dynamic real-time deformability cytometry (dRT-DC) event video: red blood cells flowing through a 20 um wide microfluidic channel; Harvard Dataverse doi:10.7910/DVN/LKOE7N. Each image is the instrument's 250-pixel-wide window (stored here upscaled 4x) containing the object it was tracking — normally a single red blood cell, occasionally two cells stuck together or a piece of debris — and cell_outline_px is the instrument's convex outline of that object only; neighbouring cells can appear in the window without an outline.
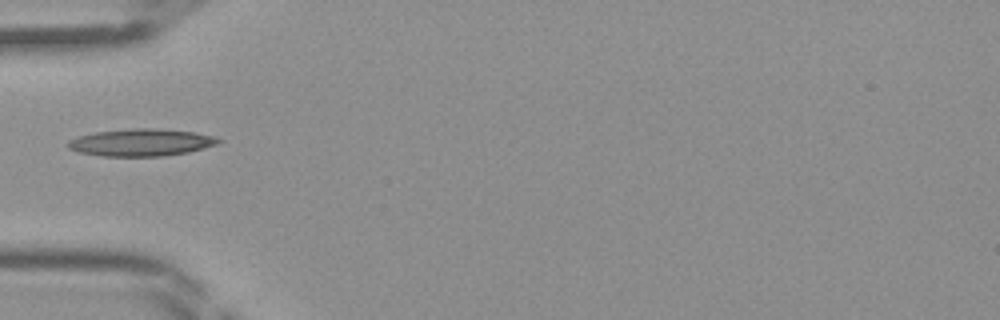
{"species": "Egyptian fruit bat (a non-hibernating species)", "species_latin": "Rousettus aegyptiacus", "temperature_condition": "room temperature", "stored_images_in_passage": 31, "camera_frame_rate_fps": 3000, "um_per_image_px": 0.085, "frame": {"image": 1, "passage_image": 1, "time_ms": 0.0, "image_size_px": [1000, 320], "cell_outline_px": [[224, 140], [216, 144], [188, 152], [164, 156], [100, 156], [80, 152], [68, 148], [68, 140], [80, 136], [96, 132], [132, 128], [152, 128], [196, 132], [216, 136]], "centroid_in_image_um": [12.03, 12.1], "position_along_channel_um": 73.0, "area_um2": 23.81}}
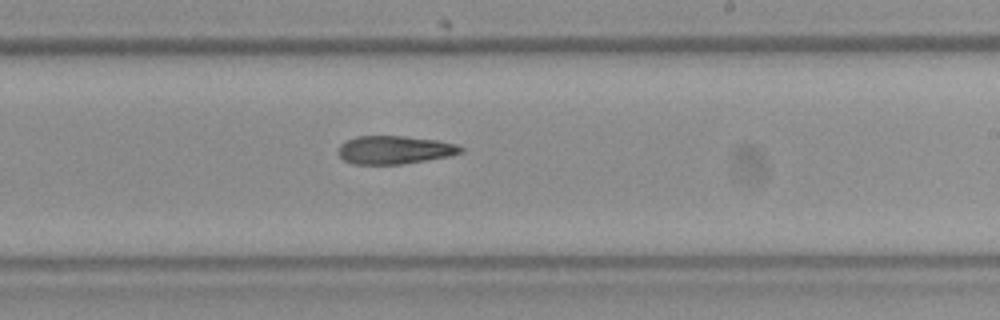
{"frame": {"image": 2, "passage_image": 13, "time_ms": 4.0, "image_size_px": [1000, 320], "cell_outline_px": [[464, 152], [452, 156], [428, 160], [400, 164], [352, 164], [344, 160], [336, 152], [340, 144], [356, 136], [404, 136], [436, 140], [456, 144], [464, 148]], "centroid_in_image_um": [33.55, 12.74], "position_along_channel_um": 255.5, "area_um2": 20.29}}
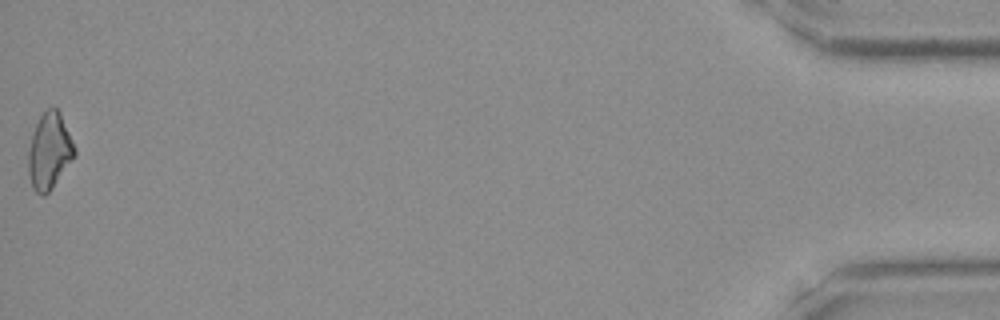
{"frame": {"image": 3, "passage_image": 31, "time_ms": 10.0, "image_size_px": [1000, 320], "cell_outline_px": [[76, 156], [52, 188], [44, 196], [40, 196], [32, 188], [28, 172], [28, 152], [32, 132], [40, 116], [52, 104], [60, 112], [76, 148]], "centroid_in_image_um": [4.2, 12.85], "position_along_channel_um": 431.0, "area_um2": 20.81}}